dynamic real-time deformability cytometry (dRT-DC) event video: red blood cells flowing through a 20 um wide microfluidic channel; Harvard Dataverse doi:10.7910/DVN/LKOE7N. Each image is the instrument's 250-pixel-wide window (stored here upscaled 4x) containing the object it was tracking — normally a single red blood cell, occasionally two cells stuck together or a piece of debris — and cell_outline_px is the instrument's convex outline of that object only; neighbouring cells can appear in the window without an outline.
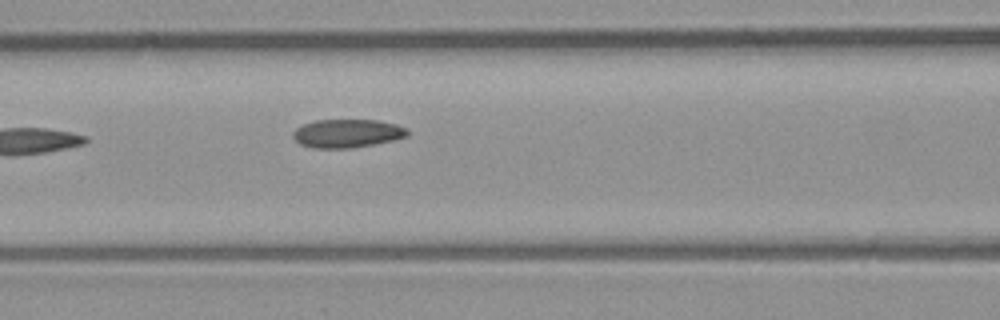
{"species": "common noctule bat (a hibernating species)", "species_latin": "Nyctalus noctula", "temperature_condition": "room temperature", "stored_images_in_passage": 6, "camera_frame_rate_fps": 3000, "um_per_image_px": 0.085, "animal": {"sex": "male", "body_mass_g": 23.1, "forearm_length_mm": 52.7}, "frame": {"image": 1, "passage_image": 6, "time_ms": 1.667, "image_size_px": [1000, 320], "cell_outline_px": [[408, 136], [392, 140], [352, 148], [312, 148], [300, 144], [292, 136], [292, 132], [296, 128], [304, 124], [316, 120], [376, 120], [396, 124], [408, 128]], "centroid_in_image_um": [29.5, 11.34], "position_along_channel_um": 137.1, "area_um2": 18.9}}